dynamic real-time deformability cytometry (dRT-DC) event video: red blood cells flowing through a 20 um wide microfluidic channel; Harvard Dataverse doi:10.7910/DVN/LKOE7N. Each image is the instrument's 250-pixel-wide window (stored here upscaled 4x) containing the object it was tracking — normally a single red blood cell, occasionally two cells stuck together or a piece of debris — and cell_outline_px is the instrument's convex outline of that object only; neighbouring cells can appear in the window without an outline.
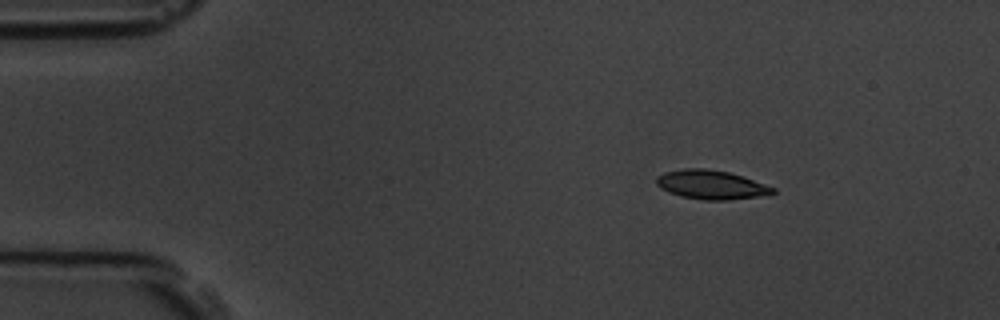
{"species": "common noctule bat (a hibernating species)", "species_latin": "Nyctalus noctula", "temperature_condition": "room temperature", "stored_images_in_passage": 4, "camera_frame_rate_fps": 3000, "um_per_image_px": 0.085, "animal": {"sex": "male", "body_mass_g": 19.5, "forearm_length_mm": 54.6}, "frame": {"image": 1, "passage_image": 1, "time_ms": 0.0, "image_size_px": [1000, 320], "cell_outline_px": [[776, 192], [756, 196], [728, 200], [704, 200], [684, 196], [668, 192], [660, 188], [656, 184], [656, 176], [664, 172], [684, 168], [704, 168], [728, 172], [744, 176], [776, 188]], "centroid_in_image_um": [60.42, 15.68], "position_along_channel_um": 24.6, "area_um2": 19.59}}
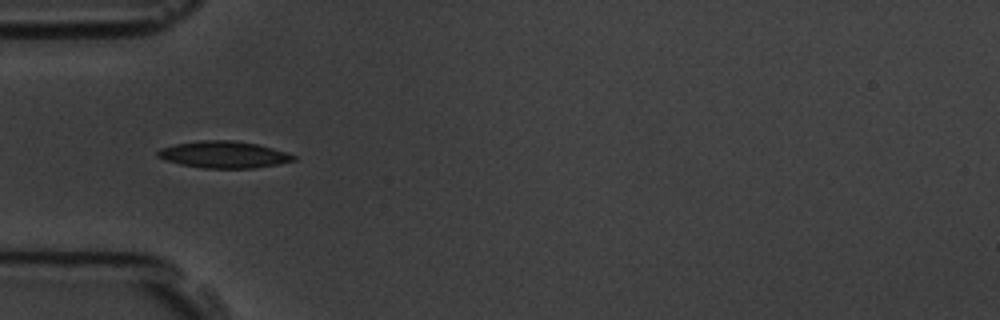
{"frame": {"image": 2, "passage_image": 3, "time_ms": 3.0, "image_size_px": [1000, 320], "cell_outline_px": [[296, 160], [276, 164], [252, 168], [204, 168], [180, 164], [164, 160], [156, 156], [156, 152], [160, 148], [176, 144], [200, 140], [236, 140], [256, 144], [272, 148], [296, 156]], "centroid_in_image_um": [18.97, 13.13], "position_along_channel_um": 66.0, "area_um2": 21.1}}
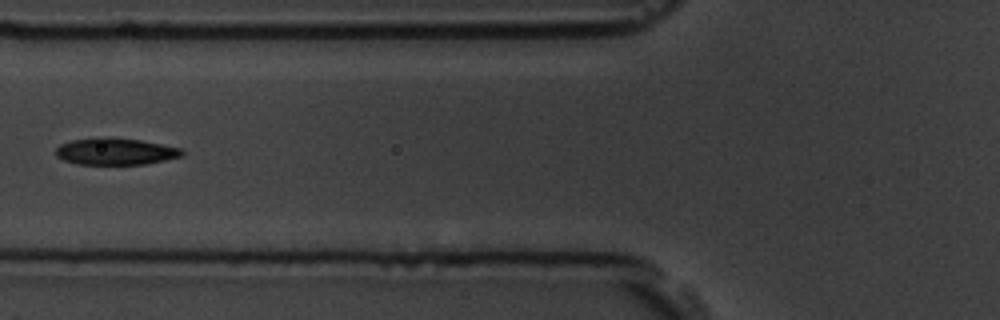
{"frame": {"image": 3, "passage_image": 4, "time_ms": 4.333, "image_size_px": [1000, 320], "cell_outline_px": [[184, 156], [148, 164], [76, 164], [64, 160], [56, 156], [56, 148], [60, 144], [72, 140], [96, 136], [104, 136], [140, 140], [184, 148]], "centroid_in_image_um": [9.84, 12.86], "position_along_channel_um": 116.0, "area_um2": 20.11}}